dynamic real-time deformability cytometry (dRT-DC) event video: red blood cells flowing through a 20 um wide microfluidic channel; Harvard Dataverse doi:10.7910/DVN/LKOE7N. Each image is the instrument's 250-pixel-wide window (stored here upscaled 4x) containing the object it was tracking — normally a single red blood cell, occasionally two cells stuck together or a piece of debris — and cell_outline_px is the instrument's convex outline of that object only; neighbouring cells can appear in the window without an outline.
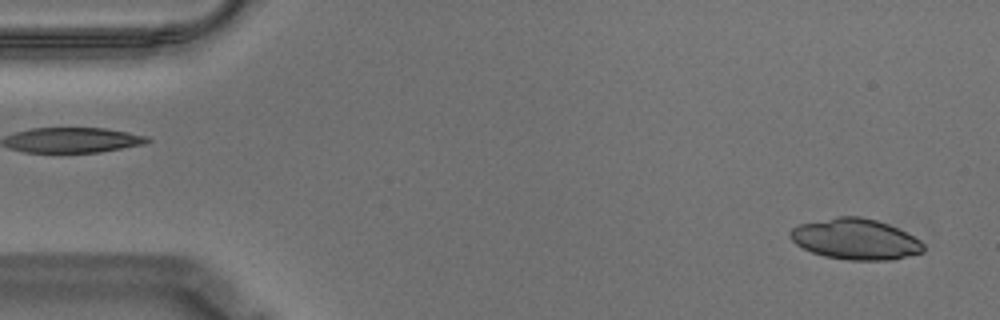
{"species": "Egyptian fruit bat (a non-hibernating species)", "species_latin": "Rousettus aegyptiacus", "temperature_condition": "warm", "stored_images_in_passage": 13, "camera_frame_rate_fps": 3000, "um_per_image_px": 0.085, "animal": {"sex": "male"}, "frame": {"image": 1, "passage_image": 2, "time_ms": 0.333, "image_size_px": [1000, 320], "cell_outline_px": [[924, 252], [892, 260], [848, 260], [824, 256], [812, 252], [796, 244], [788, 236], [788, 232], [792, 228], [800, 224], [836, 216], [860, 216], [876, 220], [888, 224], [920, 240], [924, 244]], "centroid_in_image_um": [72.7, 20.33], "position_along_channel_um": 12.3, "area_um2": 31.67}}